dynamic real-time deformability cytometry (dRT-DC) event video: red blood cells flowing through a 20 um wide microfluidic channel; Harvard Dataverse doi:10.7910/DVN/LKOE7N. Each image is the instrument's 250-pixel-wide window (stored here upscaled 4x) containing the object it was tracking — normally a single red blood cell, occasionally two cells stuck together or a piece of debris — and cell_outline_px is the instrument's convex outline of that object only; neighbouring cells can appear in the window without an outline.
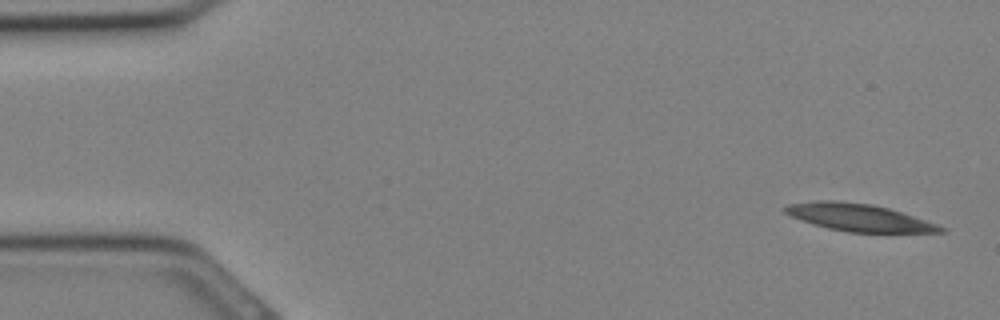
{"species": "Egyptian fruit bat (a non-hibernating species)", "species_latin": "Rousettus aegyptiacus", "temperature_condition": "cold", "stored_images_in_passage": 31, "camera_frame_rate_fps": 3000, "um_per_image_px": 0.085, "animal": {"sex": "female"}, "frame": {"image": 1, "passage_image": 1, "time_ms": 0.0, "image_size_px": [1000, 320], "cell_outline_px": [[948, 228], [944, 232], [848, 232], [828, 228], [812, 224], [792, 216], [784, 212], [784, 208], [788, 204], [816, 200], [840, 200], [872, 204], [888, 208]], "centroid_in_image_um": [72.97, 18.47], "position_along_channel_um": 12.0, "area_um2": 24.57}}
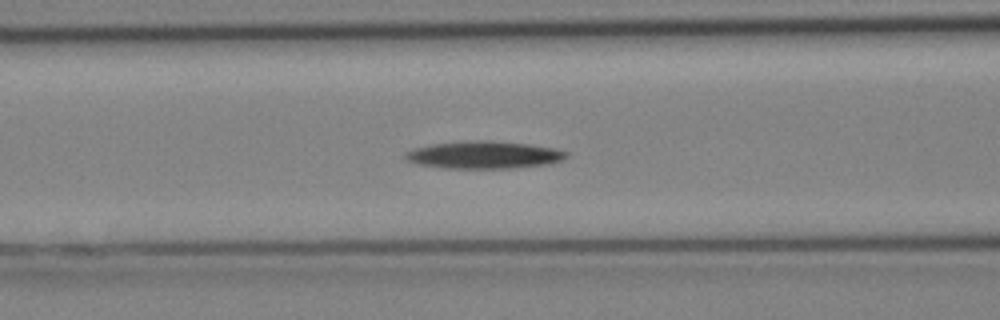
{"frame": {"image": 2, "passage_image": 12, "time_ms": 3.667, "image_size_px": [1000, 320], "cell_outline_px": [[568, 156], [560, 160], [548, 164], [508, 168], [444, 168], [420, 164], [408, 160], [404, 156], [404, 152], [416, 148], [432, 144], [472, 140], [492, 140], [528, 144], [552, 148], [568, 152]], "centroid_in_image_um": [41.13, 13.16], "position_along_channel_um": 125.5, "area_um2": 25.49}}
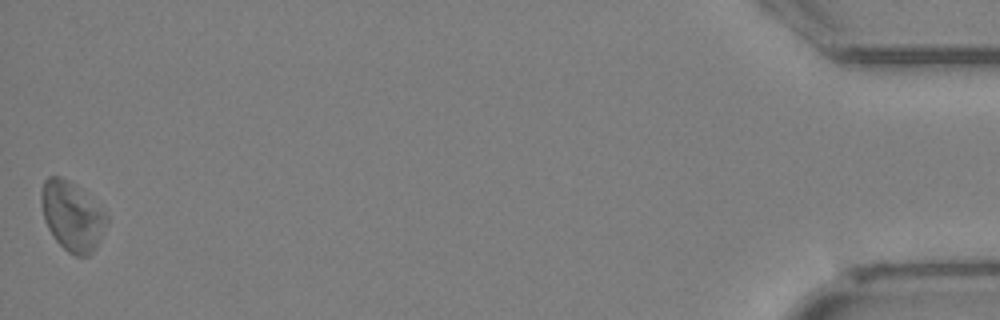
{"frame": {"image": 3, "passage_image": 31, "time_ms": 10.0, "image_size_px": [1000, 320], "cell_outline_px": [[108, 220], [96, 248], [88, 256], [76, 256], [68, 252], [56, 240], [48, 228], [44, 220], [40, 204], [40, 192], [44, 180], [48, 176], [60, 176], [76, 184], [108, 216]], "centroid_in_image_um": [6.1, 18.35], "position_along_channel_um": 429.1, "area_um2": 26.36}}